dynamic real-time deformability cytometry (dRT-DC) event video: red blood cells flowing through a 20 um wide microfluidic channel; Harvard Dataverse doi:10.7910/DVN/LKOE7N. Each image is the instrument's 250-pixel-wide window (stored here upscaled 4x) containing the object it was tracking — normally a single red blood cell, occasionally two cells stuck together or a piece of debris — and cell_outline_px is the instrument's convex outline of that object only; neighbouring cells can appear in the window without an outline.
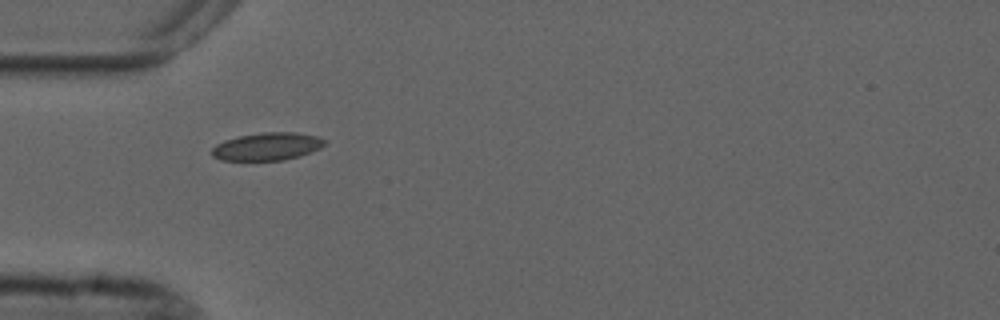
{"species": "common noctule bat (a hibernating species)", "species_latin": "Nyctalus noctula", "temperature_condition": "cold", "stored_images_in_passage": 10, "camera_frame_rate_fps": 3000, "um_per_image_px": 0.085, "animal": {"sex": "male", "forearm_length_mm": 52.5}, "frame": {"image": 1, "passage_image": 6, "time_ms": 6.0, "image_size_px": [1000, 320], "cell_outline_px": [[328, 144], [320, 148], [300, 156], [284, 160], [220, 160], [212, 156], [212, 148], [216, 144], [224, 140], [240, 136], [260, 132], [296, 132], [316, 136], [328, 140]], "centroid_in_image_um": [22.74, 12.44], "position_along_channel_um": 62.3, "area_um2": 18.38}}
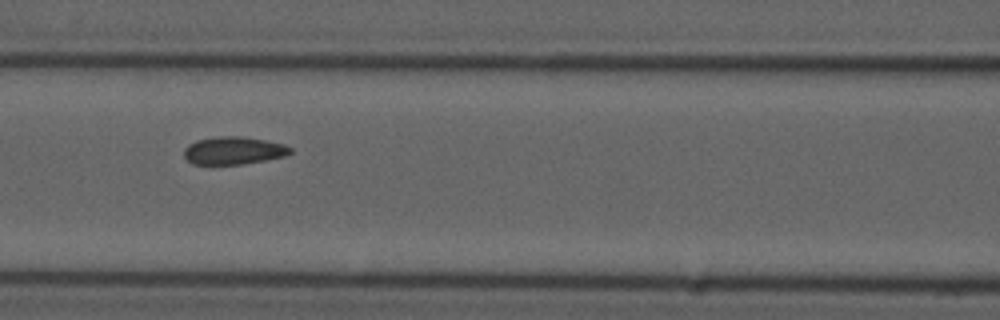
{"frame": {"image": 2, "passage_image": 8, "time_ms": 8.333, "image_size_px": [1000, 320], "cell_outline_px": [[292, 152], [284, 156], [244, 164], [192, 164], [184, 156], [184, 148], [188, 144], [196, 140], [220, 136], [240, 136], [264, 140], [284, 144], [292, 148]], "centroid_in_image_um": [19.84, 12.79], "position_along_channel_um": 146.8, "area_um2": 17.11}}
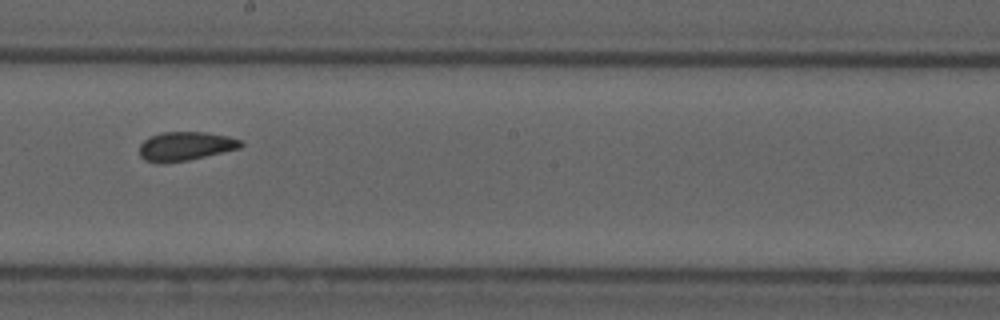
{"frame": {"image": 3, "passage_image": 10, "time_ms": 10.667, "image_size_px": [1000, 320], "cell_outline_px": [[244, 144], [240, 148], [188, 160], [160, 164], [156, 164], [144, 160], [140, 156], [140, 144], [148, 136], [160, 132], [204, 132], [228, 136], [240, 140]], "centroid_in_image_um": [15.71, 12.43], "position_along_channel_um": 232.5, "area_um2": 17.22}}